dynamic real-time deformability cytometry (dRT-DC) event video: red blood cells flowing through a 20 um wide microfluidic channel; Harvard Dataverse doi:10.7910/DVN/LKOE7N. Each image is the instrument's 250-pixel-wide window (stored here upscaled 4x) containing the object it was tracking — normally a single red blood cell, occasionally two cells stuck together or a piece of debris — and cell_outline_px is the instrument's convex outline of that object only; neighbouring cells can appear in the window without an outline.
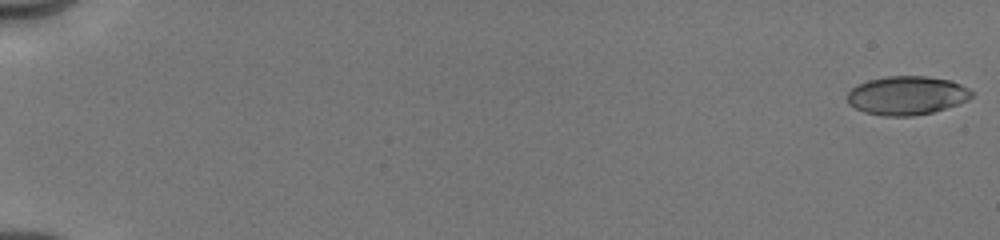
{"species": "human", "species_latin": "Homo sapiens", "temperature_condition": "cold", "stored_images_in_passage": 13, "camera_frame_rate_fps": 3000, "um_per_image_px": 0.085, "donor": {"sex": "male"}, "frame": {"image": 1, "passage_image": 1, "time_ms": 0.0, "image_size_px": [1000, 240], "cell_outline_px": [[972, 96], [968, 100], [932, 112], [912, 116], [884, 116], [864, 112], [848, 104], [848, 92], [856, 84], [868, 80], [884, 76], [928, 76], [952, 80], [968, 88], [972, 92]], "centroid_in_image_um": [77.06, 8.1], "position_along_channel_um": 7.9, "area_um2": 28.09}}
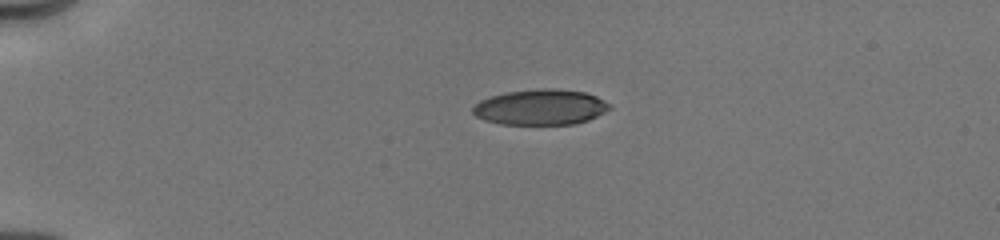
{"frame": {"image": 2, "passage_image": 10, "time_ms": 4.333, "image_size_px": [1000, 240], "cell_outline_px": [[612, 108], [588, 120], [572, 124], [500, 124], [484, 120], [476, 116], [472, 112], [472, 108], [480, 100], [492, 96], [508, 92], [536, 88], [556, 88], [584, 92], [596, 96], [612, 104]], "centroid_in_image_um": [45.96, 9.1], "position_along_channel_um": 39.0, "area_um2": 28.38}}
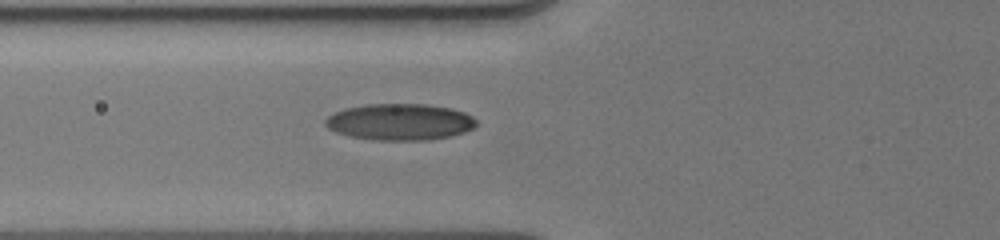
{"frame": {"image": 3, "passage_image": 13, "time_ms": 7.0, "image_size_px": [1000, 240], "cell_outline_px": [[476, 124], [472, 128], [464, 132], [452, 136], [428, 140], [372, 140], [352, 136], [336, 132], [328, 128], [324, 124], [324, 120], [328, 116], [344, 108], [364, 104], [424, 104], [452, 108], [464, 112], [472, 116], [476, 120]], "centroid_in_image_um": [33.98, 10.36], "position_along_channel_um": 91.8, "area_um2": 32.19}}